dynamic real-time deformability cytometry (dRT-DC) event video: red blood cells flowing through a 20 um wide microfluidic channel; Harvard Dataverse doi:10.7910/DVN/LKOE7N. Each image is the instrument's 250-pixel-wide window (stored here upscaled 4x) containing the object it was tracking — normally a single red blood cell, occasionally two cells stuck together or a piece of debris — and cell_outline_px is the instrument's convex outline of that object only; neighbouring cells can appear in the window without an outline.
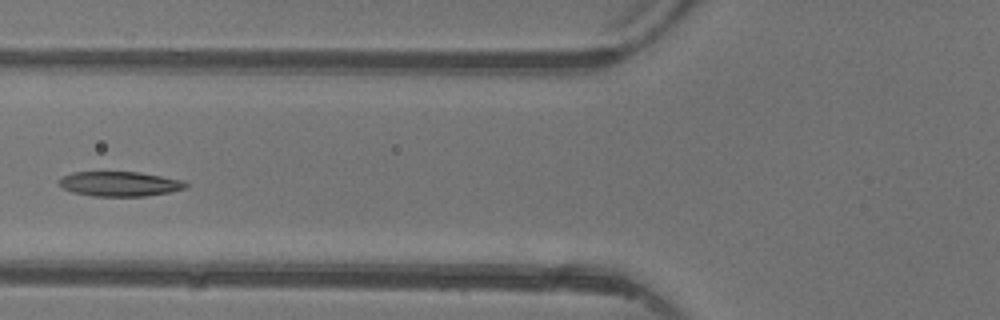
{"species": "common noctule bat (a hibernating species)", "species_latin": "Nyctalus noctula", "temperature_condition": "warm", "stored_images_in_passage": 5, "camera_frame_rate_fps": 3000, "um_per_image_px": 0.085, "animal": {"sex": "female"}, "frame": {"image": 1, "passage_image": 4, "time_ms": 4.667, "image_size_px": [1000, 320], "cell_outline_px": [[188, 188], [168, 192], [144, 196], [92, 196], [72, 192], [64, 188], [56, 180], [72, 172], [140, 172], [184, 180], [188, 184]], "centroid_in_image_um": [10.19, 15.62], "position_along_channel_um": 115.6, "area_um2": 18.32}}
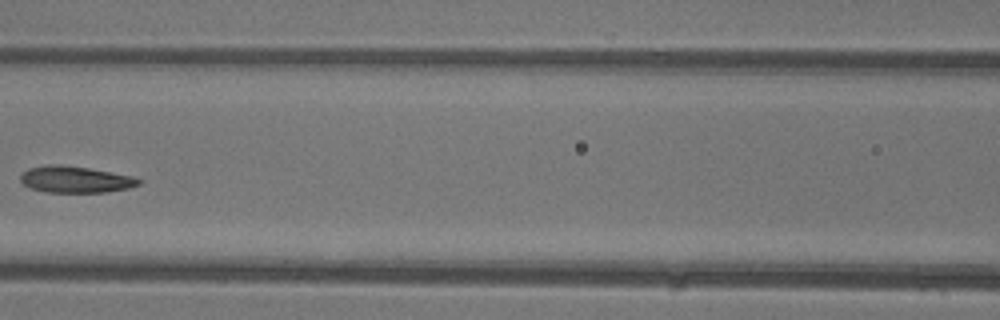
{"frame": {"image": 2, "passage_image": 5, "time_ms": 5.667, "image_size_px": [1000, 320], "cell_outline_px": [[144, 180], [140, 184], [128, 188], [108, 192], [44, 192], [32, 188], [24, 184], [20, 180], [20, 176], [28, 168], [48, 164], [60, 164], [88, 168], [132, 176]], "centroid_in_image_um": [6.42, 15.25], "position_along_channel_um": 160.2, "area_um2": 18.26}}